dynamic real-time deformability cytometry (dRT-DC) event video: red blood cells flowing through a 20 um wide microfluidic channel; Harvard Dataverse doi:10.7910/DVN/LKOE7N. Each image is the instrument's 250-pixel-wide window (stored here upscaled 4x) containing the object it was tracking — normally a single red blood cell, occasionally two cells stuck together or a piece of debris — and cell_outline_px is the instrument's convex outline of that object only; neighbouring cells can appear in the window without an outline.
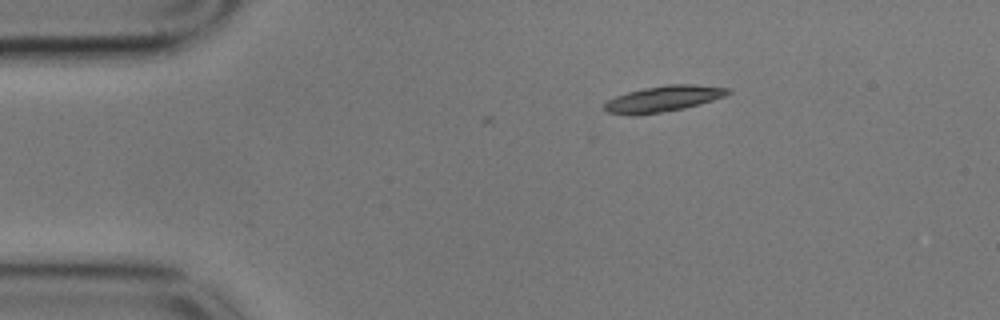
{"species": "common noctule bat (a hibernating species)", "species_latin": "Nyctalus noctula", "temperature_condition": "cold", "stored_images_in_passage": 3, "camera_frame_rate_fps": 3000, "um_per_image_px": 0.085, "animal": {"sex": "male", "body_mass_g": 17.9}, "frame": {"image": 1, "passage_image": 1, "time_ms": 0.0, "image_size_px": [1000, 320], "cell_outline_px": [[732, 92], [724, 96], [700, 104], [684, 108], [640, 116], [632, 116], [608, 112], [604, 108], [604, 104], [608, 100], [616, 96], [628, 92], [644, 88], [664, 84], [692, 84], [728, 88]], "centroid_in_image_um": [56.36, 8.4], "position_along_channel_um": 28.6, "area_um2": 18.73}}